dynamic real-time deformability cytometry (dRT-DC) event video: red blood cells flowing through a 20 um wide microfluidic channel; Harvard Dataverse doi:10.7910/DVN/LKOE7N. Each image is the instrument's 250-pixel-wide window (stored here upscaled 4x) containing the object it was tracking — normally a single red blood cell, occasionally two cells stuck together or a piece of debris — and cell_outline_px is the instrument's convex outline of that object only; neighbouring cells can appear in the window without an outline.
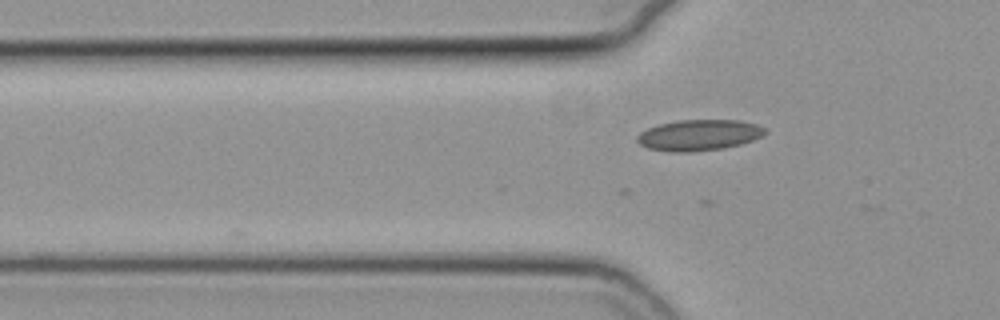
{"species": "common noctule bat (a hibernating species)", "species_latin": "Nyctalus noctula", "temperature_condition": "cold", "stored_images_in_passage": 25, "camera_frame_rate_fps": 3000, "um_per_image_px": 0.085, "animal": {"sex": "female", "body_mass_g": 19.3, "forearm_length_mm": 54.1}, "frame": {"image": 1, "passage_image": 4, "time_ms": 1.0, "image_size_px": [1000, 320], "cell_outline_px": [[768, 132], [752, 140], [740, 144], [724, 148], [692, 152], [668, 152], [648, 148], [640, 144], [636, 140], [636, 136], [640, 132], [648, 128], [660, 124], [676, 120], [740, 120], [756, 124], [764, 128]], "centroid_in_image_um": [59.38, 11.48], "position_along_channel_um": 66.4, "area_um2": 23.12}}
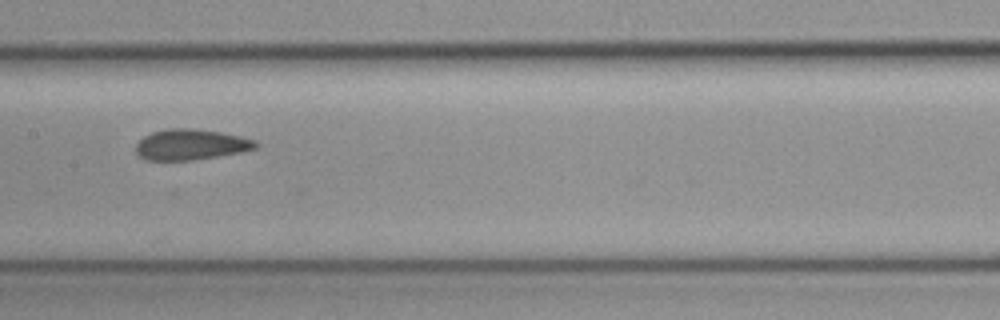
{"frame": {"image": 2, "passage_image": 14, "time_ms": 4.333, "image_size_px": [1000, 320], "cell_outline_px": [[260, 144], [256, 148], [240, 152], [192, 160], [144, 160], [136, 152], [136, 144], [144, 136], [152, 132], [168, 128], [192, 128], [220, 132], [240, 136], [256, 140]], "centroid_in_image_um": [16.22, 12.28], "position_along_channel_um": 191.2, "area_um2": 21.39}}
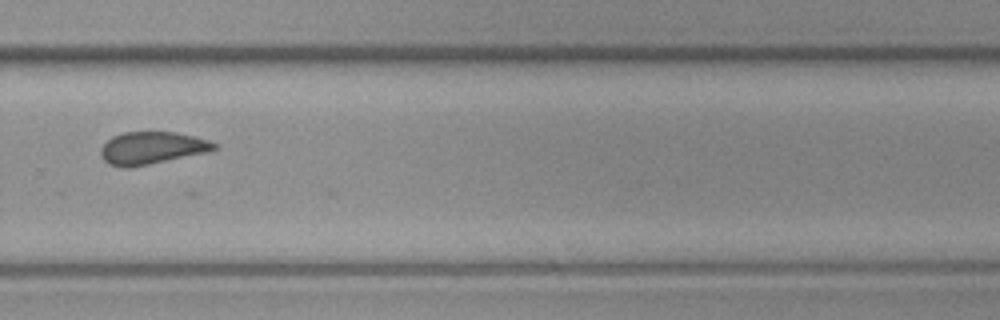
{"frame": {"image": 3, "passage_image": 24, "time_ms": 7.667, "image_size_px": [1000, 320], "cell_outline_px": [[220, 144], [216, 148], [208, 152], [128, 168], [124, 168], [108, 164], [100, 156], [100, 148], [112, 136], [124, 132], [176, 132], [208, 140]], "centroid_in_image_um": [12.89, 12.58], "position_along_channel_um": 316.9, "area_um2": 21.39}}